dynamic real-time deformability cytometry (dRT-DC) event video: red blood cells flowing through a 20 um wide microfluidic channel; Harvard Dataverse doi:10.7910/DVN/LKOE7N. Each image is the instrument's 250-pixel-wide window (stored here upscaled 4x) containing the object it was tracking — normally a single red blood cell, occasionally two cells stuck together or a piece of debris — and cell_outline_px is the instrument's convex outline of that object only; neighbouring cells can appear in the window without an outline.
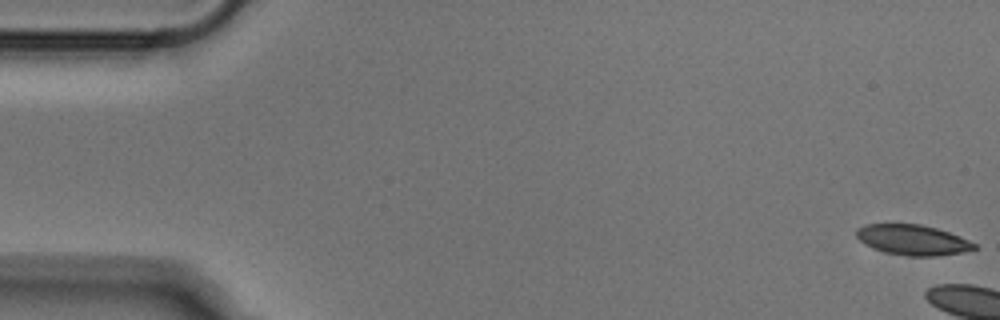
{"species": "Egyptian fruit bat (a non-hibernating species)", "species_latin": "Rousettus aegyptiacus", "temperature_condition": "cold", "stored_images_in_passage": 5, "camera_frame_rate_fps": 3000, "um_per_image_px": 0.085, "animal": {"sex": "male"}, "frame": {"image": 1, "passage_image": 1, "time_ms": 0.0, "image_size_px": [1000, 320], "cell_outline_px": [[976, 248], [960, 252], [936, 256], [908, 256], [884, 252], [872, 248], [864, 244], [856, 236], [856, 228], [864, 224], [920, 224], [936, 228], [960, 236], [976, 244]], "centroid_in_image_um": [77.52, 20.39], "position_along_channel_um": 7.5, "area_um2": 20.75}}